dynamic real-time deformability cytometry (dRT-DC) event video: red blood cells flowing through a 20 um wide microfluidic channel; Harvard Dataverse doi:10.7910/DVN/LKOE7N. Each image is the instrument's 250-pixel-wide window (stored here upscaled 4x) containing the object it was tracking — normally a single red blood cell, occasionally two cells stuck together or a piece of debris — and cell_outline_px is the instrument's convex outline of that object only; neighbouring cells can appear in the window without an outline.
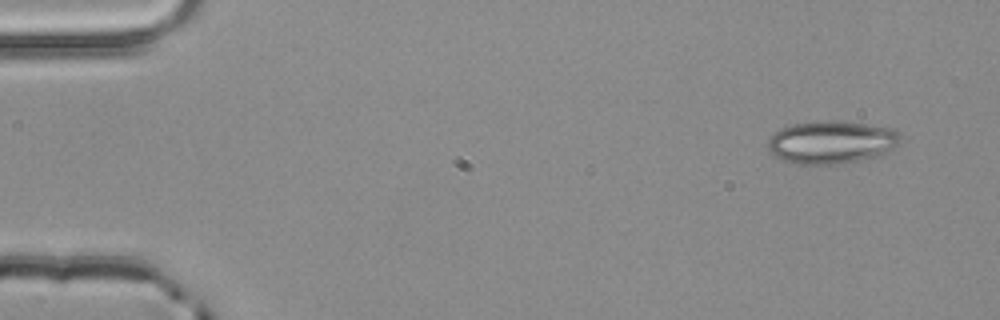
{"species": "common noctule bat (a hibernating species)", "species_latin": "Nyctalus noctula", "temperature_condition": "room temperature", "stored_images_in_passage": 4, "camera_frame_rate_fps": 3000, "um_per_image_px": 0.085, "animal": {"sex": "male", "body_mass_g": 20.4}, "frame": {"image": 1, "passage_image": 1, "time_ms": 0.0, "image_size_px": [1000, 320], "cell_outline_px": [[904, 140], [900, 144], [884, 156], [836, 164], [800, 164], [784, 160], [776, 156], [768, 148], [768, 140], [780, 128], [792, 124], [824, 120], [836, 120], [896, 128]], "centroid_in_image_um": [70.79, 12.08], "position_along_channel_um": 14.2, "area_um2": 33.58}}